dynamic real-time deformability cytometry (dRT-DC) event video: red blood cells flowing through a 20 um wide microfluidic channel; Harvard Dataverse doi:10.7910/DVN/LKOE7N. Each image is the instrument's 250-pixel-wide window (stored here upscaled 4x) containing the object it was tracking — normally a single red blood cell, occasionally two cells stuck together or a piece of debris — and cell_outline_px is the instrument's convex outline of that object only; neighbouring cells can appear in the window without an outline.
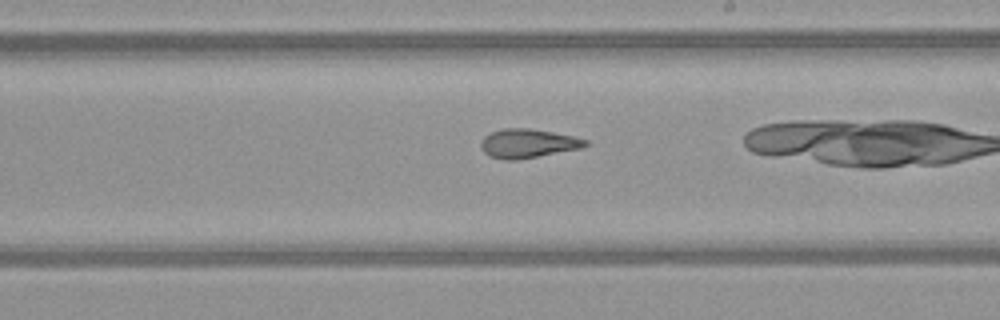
{"species": "common noctule bat (a hibernating species)", "species_latin": "Nyctalus noctula", "temperature_condition": "warm", "stored_images_in_passage": 25, "camera_frame_rate_fps": 3000, "um_per_image_px": 0.085, "animal": {"sex": "female", "body_mass_g": 21.9}, "frame": {"image": 1, "passage_image": 15, "time_ms": 4.667, "image_size_px": [1000, 320], "cell_outline_px": [[588, 144], [580, 148], [516, 160], [504, 160], [488, 156], [480, 148], [480, 140], [484, 136], [492, 132], [504, 128], [528, 128], [552, 132], [572, 136], [588, 140]], "centroid_in_image_um": [44.8, 12.19], "position_along_channel_um": 244.2, "area_um2": 17.51}}
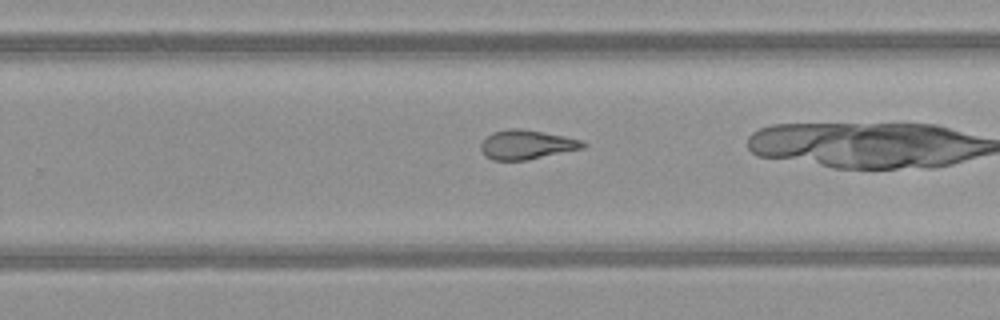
{"frame": {"image": 2, "passage_image": 18, "time_ms": 5.667, "image_size_px": [1000, 320], "cell_outline_px": [[588, 144], [584, 148], [528, 160], [492, 160], [484, 156], [480, 148], [480, 144], [492, 132], [508, 128], [520, 128], [544, 132], [584, 140]], "centroid_in_image_um": [44.78, 12.29], "position_along_channel_um": 285.0, "area_um2": 17.63}}